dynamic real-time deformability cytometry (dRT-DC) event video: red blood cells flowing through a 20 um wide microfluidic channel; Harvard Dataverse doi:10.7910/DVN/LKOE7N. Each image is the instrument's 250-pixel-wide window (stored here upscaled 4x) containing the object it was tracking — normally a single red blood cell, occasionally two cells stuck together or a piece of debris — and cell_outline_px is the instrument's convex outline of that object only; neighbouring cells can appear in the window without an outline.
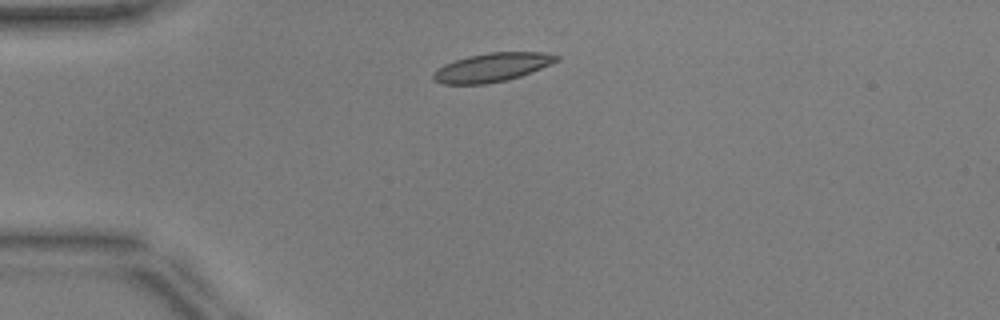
{"species": "common noctule bat (a hibernating species)", "species_latin": "Nyctalus noctula", "temperature_condition": "warm", "stored_images_in_passage": 4, "camera_frame_rate_fps": 3000, "um_per_image_px": 0.085, "animal": {"sex": "male", "body_mass_g": 17.9, "forearm_length_mm": 54.2}, "frame": {"image": 1, "passage_image": 1, "time_ms": 0.0, "image_size_px": [1000, 320], "cell_outline_px": [[560, 60], [552, 64], [532, 72], [508, 80], [488, 84], [444, 84], [432, 80], [432, 76], [444, 64], [468, 56], [488, 52], [540, 52], [560, 56]], "centroid_in_image_um": [41.86, 5.73], "position_along_channel_um": 43.1, "area_um2": 20.63}}